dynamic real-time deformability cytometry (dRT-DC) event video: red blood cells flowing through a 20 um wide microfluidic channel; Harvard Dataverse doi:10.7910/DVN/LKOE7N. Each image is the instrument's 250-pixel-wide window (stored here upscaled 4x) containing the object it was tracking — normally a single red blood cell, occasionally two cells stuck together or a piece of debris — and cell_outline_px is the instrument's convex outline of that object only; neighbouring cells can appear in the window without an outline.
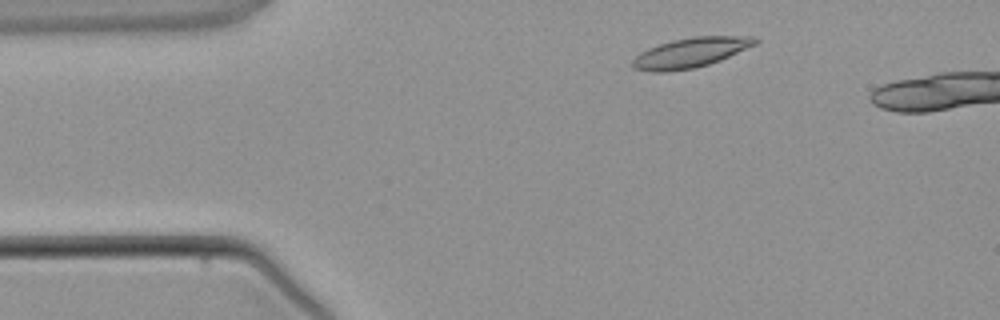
{"species": "common noctule bat (a hibernating species)", "species_latin": "Nyctalus noctula", "temperature_condition": "warm", "stored_images_in_passage": 4, "camera_frame_rate_fps": 3000, "um_per_image_px": 0.085, "animal": {"sex": "male", "body_mass_g": 21.5, "forearm_length_mm": 52.0}, "frame": {"image": 1, "passage_image": 2, "time_ms": 1.0, "image_size_px": [1000, 320], "cell_outline_px": [[760, 40], [756, 44], [720, 60], [708, 64], [692, 68], [664, 72], [652, 72], [632, 68], [632, 60], [640, 52], [648, 48], [672, 40], [692, 36], [756, 36]], "centroid_in_image_um": [58.7, 4.46], "position_along_channel_um": 26.3, "area_um2": 21.27}}